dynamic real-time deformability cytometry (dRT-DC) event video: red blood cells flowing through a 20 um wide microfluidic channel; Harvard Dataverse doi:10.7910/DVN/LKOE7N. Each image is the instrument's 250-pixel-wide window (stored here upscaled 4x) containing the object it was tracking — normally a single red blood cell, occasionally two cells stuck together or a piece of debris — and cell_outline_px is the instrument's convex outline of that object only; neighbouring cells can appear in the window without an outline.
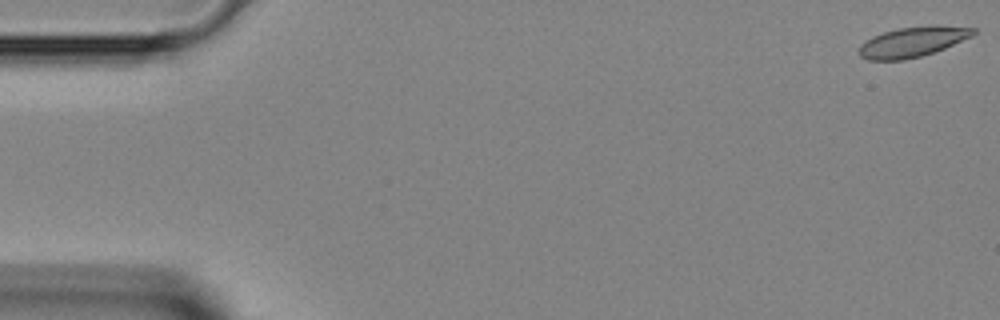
{"species": "Egyptian fruit bat (a non-hibernating species)", "species_latin": "Rousettus aegyptiacus", "temperature_condition": "room temperature", "stored_images_in_passage": 14, "camera_frame_rate_fps": 3000, "um_per_image_px": 0.085, "animal": {"sex": "female"}, "frame": {"image": 1, "passage_image": 1, "time_ms": 0.0, "image_size_px": [1000, 320], "cell_outline_px": [[976, 32], [972, 36], [944, 48], [920, 56], [904, 60], [868, 60], [860, 56], [860, 44], [872, 36], [896, 28], [932, 24], [936, 24], [976, 28]], "centroid_in_image_um": [77.58, 3.53], "position_along_channel_um": 7.4, "area_um2": 20.17}}